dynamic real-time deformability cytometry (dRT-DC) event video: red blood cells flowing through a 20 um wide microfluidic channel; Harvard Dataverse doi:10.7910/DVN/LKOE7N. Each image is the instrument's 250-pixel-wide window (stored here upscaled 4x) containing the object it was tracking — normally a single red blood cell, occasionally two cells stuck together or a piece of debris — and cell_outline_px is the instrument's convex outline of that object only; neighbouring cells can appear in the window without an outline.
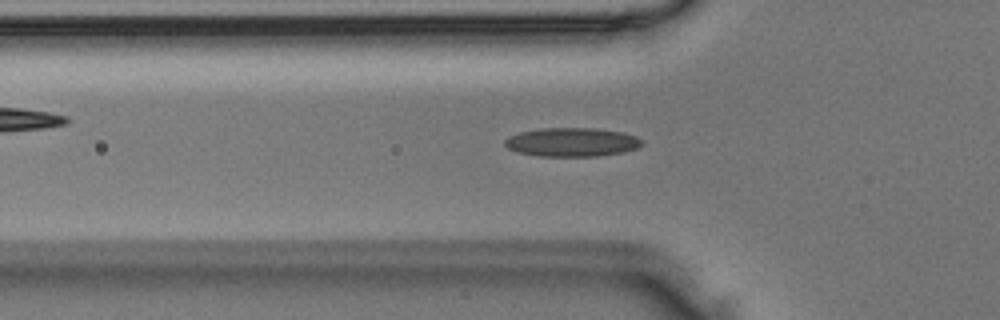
{"species": "Egyptian fruit bat (a non-hibernating species)", "species_latin": "Rousettus aegyptiacus", "temperature_condition": "room temperature", "stored_images_in_passage": 30, "camera_frame_rate_fps": 3000, "um_per_image_px": 0.085, "animal": {"sex": "male"}, "frame": {"image": 1, "passage_image": 4, "time_ms": 1.0, "image_size_px": [1000, 320], "cell_outline_px": [[644, 144], [636, 148], [624, 152], [596, 156], [540, 156], [520, 152], [508, 148], [504, 144], [504, 140], [508, 136], [520, 132], [540, 128], [592, 128], [620, 132], [636, 136], [644, 140]], "centroid_in_image_um": [48.62, 12.08], "position_along_channel_um": 77.2, "area_um2": 22.95}}
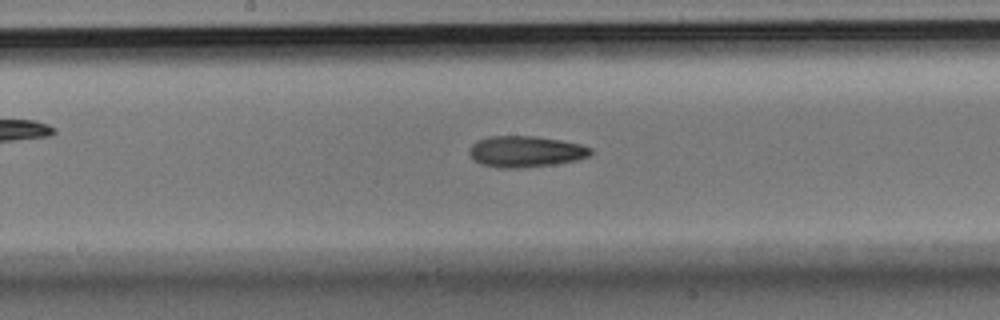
{"frame": {"image": 2, "passage_image": 13, "time_ms": 4.0, "image_size_px": [1000, 320], "cell_outline_px": [[592, 152], [588, 156], [576, 160], [556, 164], [520, 168], [500, 168], [480, 164], [468, 152], [472, 144], [476, 140], [488, 136], [532, 136], [560, 140], [580, 144], [592, 148]], "centroid_in_image_um": [44.66, 12.88], "position_along_channel_um": 203.5, "area_um2": 22.02}}
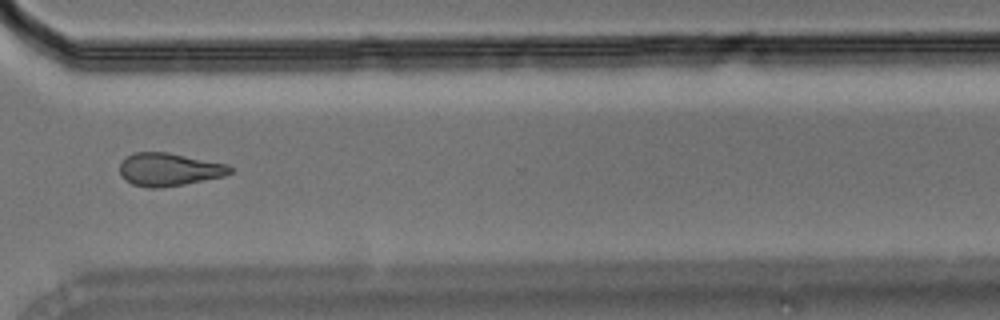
{"frame": {"image": 3, "passage_image": 24, "time_ms": 7.667, "image_size_px": [1000, 320], "cell_outline_px": [[232, 172], [224, 176], [184, 184], [160, 188], [148, 188], [132, 184], [124, 180], [120, 176], [120, 164], [124, 156], [136, 152], [168, 152], [228, 164], [232, 168]], "centroid_in_image_um": [14.33, 14.4], "position_along_channel_um": 356.3, "area_um2": 21.39}}